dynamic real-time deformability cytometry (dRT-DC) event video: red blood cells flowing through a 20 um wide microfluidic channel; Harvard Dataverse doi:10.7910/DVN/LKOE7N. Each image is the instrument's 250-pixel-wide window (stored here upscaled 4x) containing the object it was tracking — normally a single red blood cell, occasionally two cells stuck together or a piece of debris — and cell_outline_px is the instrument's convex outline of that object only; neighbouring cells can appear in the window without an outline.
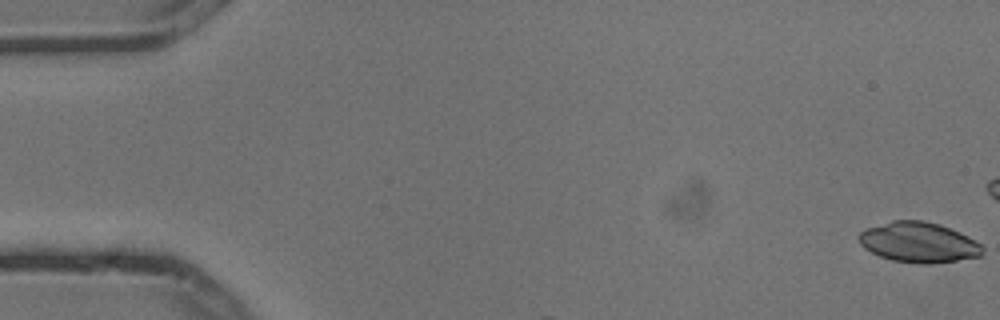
{"species": "common noctule bat (a hibernating species)", "species_latin": "Nyctalus noctula", "temperature_condition": "cold", "stored_images_in_passage": 3, "camera_frame_rate_fps": 3000, "um_per_image_px": 0.085, "animal": {"sex": "male", "body_mass_g": 13.3}, "frame": {"image": 1, "passage_image": 1, "time_ms": 0.0, "image_size_px": [1000, 320], "cell_outline_px": [[984, 252], [980, 256], [932, 264], [916, 264], [892, 260], [880, 256], [864, 248], [860, 244], [856, 236], [864, 228], [892, 220], [924, 220], [940, 224], [960, 232], [968, 236], [980, 244], [984, 248]], "centroid_in_image_um": [78.06, 20.59], "position_along_channel_um": 6.9, "area_um2": 29.36}}